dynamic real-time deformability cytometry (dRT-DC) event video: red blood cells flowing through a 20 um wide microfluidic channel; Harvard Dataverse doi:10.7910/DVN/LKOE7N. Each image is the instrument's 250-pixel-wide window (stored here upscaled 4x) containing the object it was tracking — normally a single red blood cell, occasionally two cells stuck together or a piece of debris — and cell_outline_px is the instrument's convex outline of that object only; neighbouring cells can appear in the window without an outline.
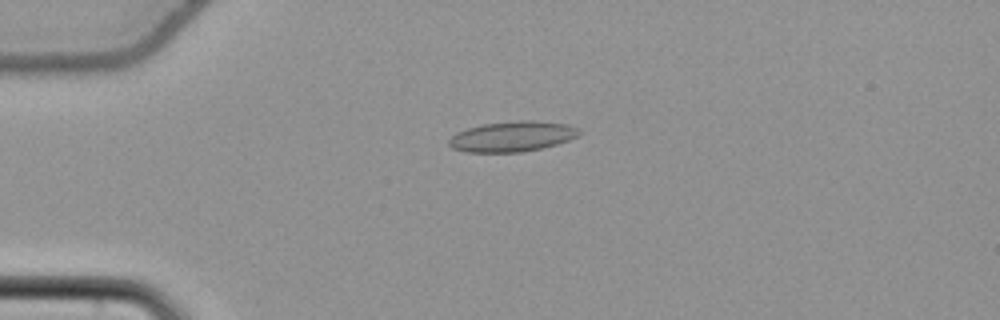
{"species": "common noctule bat (a hibernating species)", "species_latin": "Nyctalus noctula", "temperature_condition": "cold", "stored_images_in_passage": 55, "camera_frame_rate_fps": 3000, "um_per_image_px": 0.085, "animal": {"sex": "female", "body_mass_g": 22.7, "forearm_length_mm": 54.2}, "frame": {"image": 1, "passage_image": 14, "time_ms": 4.333, "image_size_px": [1000, 320], "cell_outline_px": [[580, 132], [576, 136], [568, 140], [556, 144], [540, 148], [520, 152], [468, 152], [452, 148], [448, 144], [448, 140], [456, 132], [468, 128], [484, 124], [516, 120], [536, 120], [568, 124], [576, 128]], "centroid_in_image_um": [43.51, 11.59], "position_along_channel_um": 41.5, "area_um2": 22.89}}
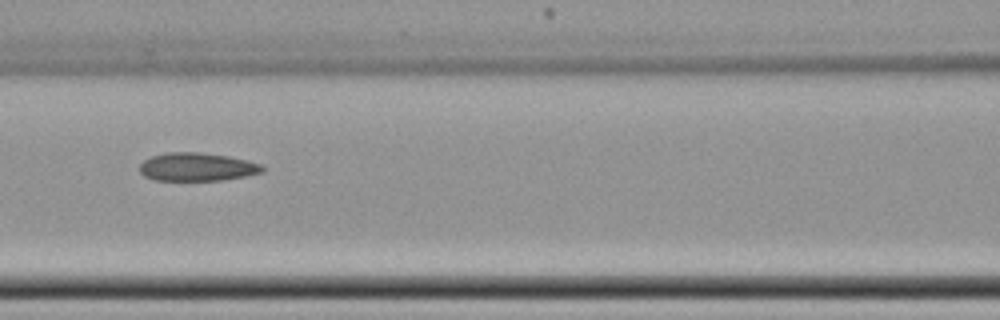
{"frame": {"image": 2, "passage_image": 25, "time_ms": 8.0, "image_size_px": [1000, 320], "cell_outline_px": [[264, 172], [244, 176], [220, 180], [152, 180], [144, 176], [140, 172], [140, 164], [144, 160], [152, 156], [168, 152], [200, 152], [228, 156], [248, 160], [260, 164], [264, 168]], "centroid_in_image_um": [16.74, 14.18], "position_along_channel_um": 149.9, "area_um2": 20.17}}
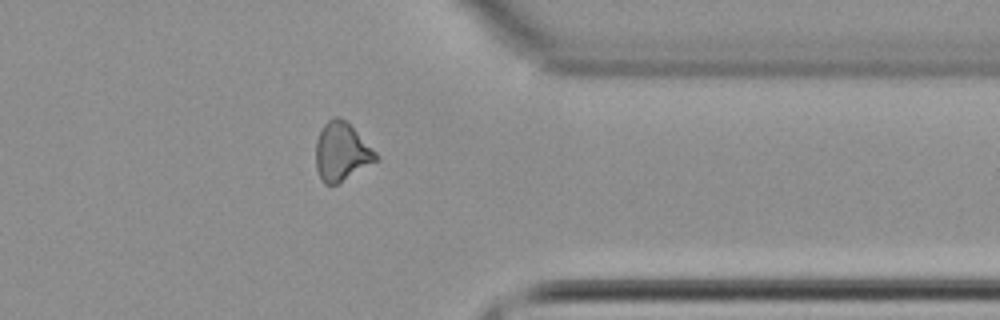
{"frame": {"image": 3, "passage_image": 44, "time_ms": 14.333, "image_size_px": [1000, 320], "cell_outline_px": [[380, 160], [336, 184], [324, 184], [320, 180], [316, 168], [316, 140], [320, 128], [328, 120], [336, 116], [340, 116], [348, 120], [380, 156]], "centroid_in_image_um": [29.05, 12.87], "position_along_channel_um": 382.3, "area_um2": 20.98}, "authors_computed_cell_mechanics": {"area_um2": 20.9814, "velocity_mm_per_s": 3.8063, "shape_relaxation_time_tau1_ms": 7.032, "shape_relaxation_time_tau2_ms": 6.6177, "deformation_change_tau1": 0.1098, "deformation_change_tau2": 0.1423}}